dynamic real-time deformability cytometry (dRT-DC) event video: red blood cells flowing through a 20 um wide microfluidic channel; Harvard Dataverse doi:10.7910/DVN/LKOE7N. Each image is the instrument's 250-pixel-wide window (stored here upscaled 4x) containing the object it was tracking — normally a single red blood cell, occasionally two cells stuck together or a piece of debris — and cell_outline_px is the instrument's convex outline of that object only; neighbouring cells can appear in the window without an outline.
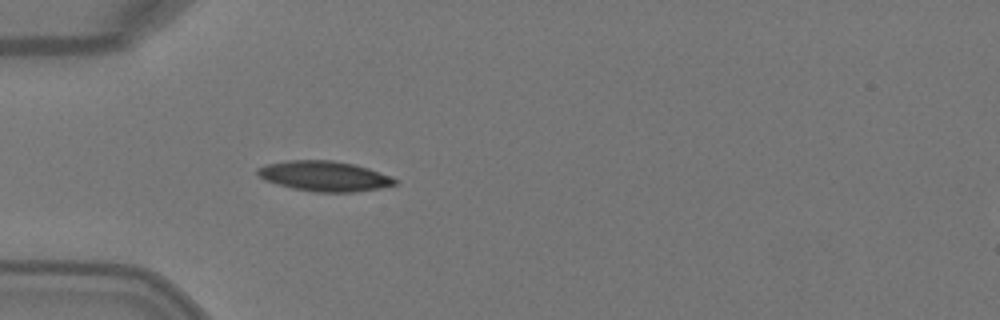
{"species": "Egyptian fruit bat (a non-hibernating species)", "species_latin": "Rousettus aegyptiacus", "temperature_condition": "warm", "stored_images_in_passage": 1, "camera_frame_rate_fps": 3000, "um_per_image_px": 0.085, "animal": {"sex": "female"}, "frame": {"image": 1, "passage_image": 1, "time_ms": 0.0, "image_size_px": [1000, 320], "cell_outline_px": [[400, 180], [396, 184], [380, 188], [352, 192], [316, 192], [292, 188], [276, 184], [264, 180], [256, 172], [256, 168], [264, 164], [288, 160], [332, 160], [352, 164], [368, 168], [392, 176]], "centroid_in_image_um": [27.56, 14.97], "position_along_channel_um": 57.4, "area_um2": 24.28}}